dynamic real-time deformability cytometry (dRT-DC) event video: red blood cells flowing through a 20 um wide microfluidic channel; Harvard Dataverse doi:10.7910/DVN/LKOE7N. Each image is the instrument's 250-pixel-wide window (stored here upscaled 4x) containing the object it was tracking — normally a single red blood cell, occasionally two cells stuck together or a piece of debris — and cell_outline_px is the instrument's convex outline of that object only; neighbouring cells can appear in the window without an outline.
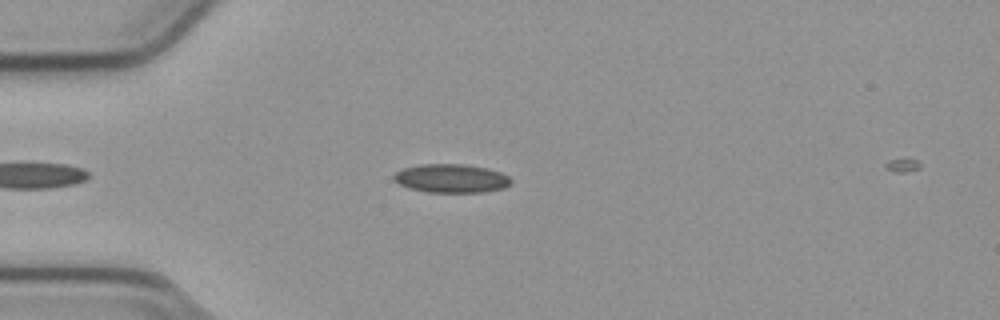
{"species": "common noctule bat (a hibernating species)", "species_latin": "Nyctalus noctula", "temperature_condition": "cold", "stored_images_in_passage": 12, "camera_frame_rate_fps": 3000, "um_per_image_px": 0.085, "animal": {"sex": "male", "body_mass_g": 23.1, "forearm_length_mm": 52.7}, "frame": {"image": 1, "passage_image": 10, "time_ms": 3.0, "image_size_px": [1000, 320], "cell_outline_px": [[512, 180], [504, 188], [480, 192], [428, 192], [408, 188], [400, 184], [392, 176], [396, 172], [404, 168], [420, 164], [464, 164], [488, 168], [500, 172], [508, 176]], "centroid_in_image_um": [38.35, 15.15], "position_along_channel_um": 46.6, "area_um2": 19.42}}